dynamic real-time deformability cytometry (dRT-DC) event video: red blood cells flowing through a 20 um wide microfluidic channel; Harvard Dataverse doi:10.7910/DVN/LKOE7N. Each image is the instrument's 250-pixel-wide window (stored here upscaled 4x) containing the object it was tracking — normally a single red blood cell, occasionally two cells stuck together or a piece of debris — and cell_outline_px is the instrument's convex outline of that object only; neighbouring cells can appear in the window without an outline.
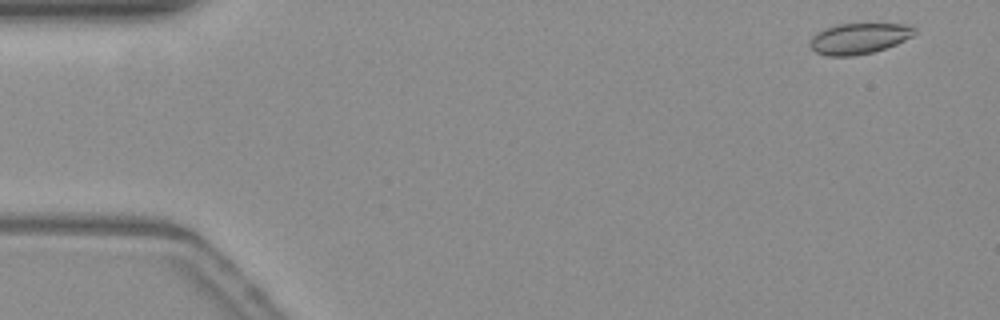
{"species": "common noctule bat (a hibernating species)", "species_latin": "Nyctalus noctula", "temperature_condition": "warm", "stored_images_in_passage": 11, "camera_frame_rate_fps": 3000, "um_per_image_px": 0.085, "animal": {"sex": "female", "body_mass_g": 19.3, "forearm_length_mm": 54.1}, "frame": {"image": 1, "passage_image": 2, "time_ms": 0.333, "image_size_px": [1000, 320], "cell_outline_px": [[916, 32], [912, 36], [896, 44], [872, 52], [852, 56], [828, 56], [816, 52], [812, 48], [812, 36], [816, 32], [824, 28], [836, 24], [908, 24], [916, 28]], "centroid_in_image_um": [73.02, 3.26], "position_along_channel_um": 12.0, "area_um2": 18.61}}